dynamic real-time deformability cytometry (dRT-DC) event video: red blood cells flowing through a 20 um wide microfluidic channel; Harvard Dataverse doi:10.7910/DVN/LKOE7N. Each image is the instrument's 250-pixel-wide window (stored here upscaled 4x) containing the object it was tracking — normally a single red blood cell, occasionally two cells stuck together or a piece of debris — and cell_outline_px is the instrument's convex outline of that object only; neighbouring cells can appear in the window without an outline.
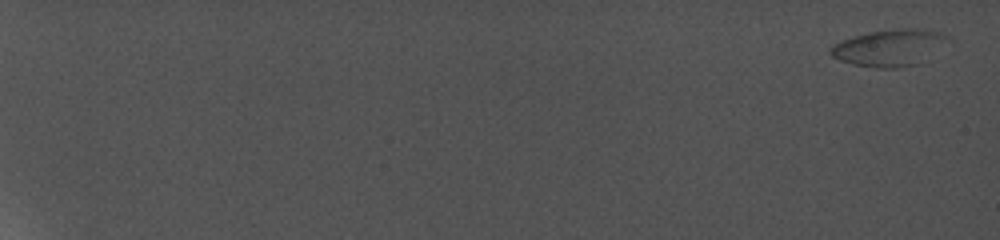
{"species": "common noctule bat (a hibernating species)", "species_latin": "Nyctalus noctula", "temperature_condition": "cold", "stored_images_in_passage": 5, "camera_frame_rate_fps": 5000, "um_per_image_px": 0.085, "animal": {"sex": "female", "body_mass_g": 19.0, "forearm_length_mm": 56.7}, "frame": {"image": 1, "passage_image": 1, "time_ms": 0.0, "image_size_px": [1000, 240], "cell_outline_px": [[952, 40], [920, 64], [900, 68], [876, 68], [852, 64], [840, 60], [832, 56], [828, 52], [828, 48], [832, 44], [840, 40], [852, 36], [872, 32], [900, 28], [924, 28], [948, 36]], "centroid_in_image_um": [75.61, 4.06], "position_along_channel_um": 9.4, "area_um2": 25.55}}